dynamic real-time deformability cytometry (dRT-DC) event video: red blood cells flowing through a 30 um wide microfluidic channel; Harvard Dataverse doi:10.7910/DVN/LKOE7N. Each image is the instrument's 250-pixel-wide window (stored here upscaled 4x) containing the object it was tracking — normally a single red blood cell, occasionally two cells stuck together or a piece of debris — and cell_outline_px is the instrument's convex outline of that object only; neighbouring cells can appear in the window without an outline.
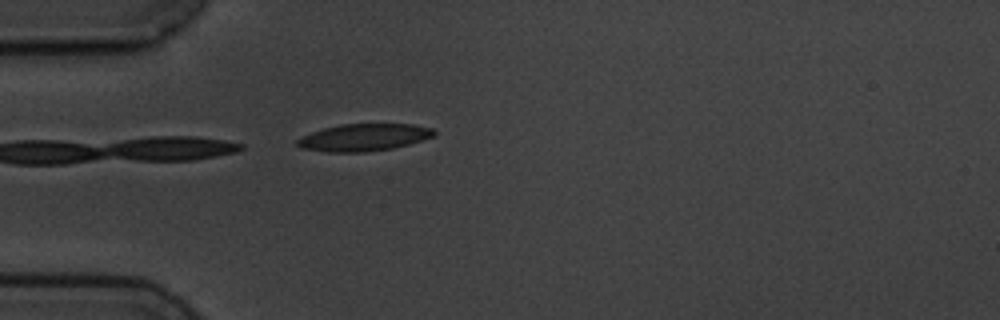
{"species": "common noctule bat (a hibernating species)", "species_latin": "Nyctalus noctula", "temperature_condition": "cold", "stored_images_in_passage": 5, "camera_frame_rate_fps": 3000, "um_per_image_px": 0.085, "animal": {"sex": "male", "body_mass_g": 19.5, "forearm_length_mm": 54.6}, "frame": {"image": 1, "passage_image": 5, "time_ms": 4.667, "image_size_px": [1000, 320], "cell_outline_px": [[436, 136], [408, 144], [392, 148], [364, 152], [328, 152], [300, 148], [296, 144], [296, 140], [312, 132], [324, 128], [340, 124], [412, 124], [432, 128], [436, 132]], "centroid_in_image_um": [30.94, 11.68], "position_along_channel_um": 54.1, "area_um2": 21.62}}